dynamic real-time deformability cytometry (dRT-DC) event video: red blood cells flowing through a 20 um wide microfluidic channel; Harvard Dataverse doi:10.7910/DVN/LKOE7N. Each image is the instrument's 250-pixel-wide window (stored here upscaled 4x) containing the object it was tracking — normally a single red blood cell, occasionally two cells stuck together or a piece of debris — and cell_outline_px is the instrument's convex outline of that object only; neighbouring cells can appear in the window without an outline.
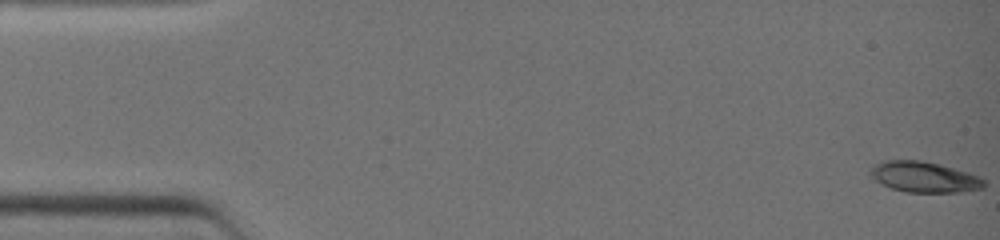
{"species": "common noctule bat (a hibernating species)", "species_latin": "Nyctalus noctula", "temperature_condition": "warm", "stored_images_in_passage": 40, "camera_frame_rate_fps": 3000, "um_per_image_px": 0.085, "animal": {"sex": "female", "body_mass_g": 19.0, "forearm_length_mm": 51.5}, "frame": {"image": 1, "passage_image": 1, "time_ms": 0.0, "image_size_px": [1000, 240], "cell_outline_px": [[984, 188], [960, 192], [904, 192], [892, 188], [876, 180], [868, 172], [872, 164], [884, 160], [920, 160], [940, 164], [968, 172], [980, 176], [984, 180]], "centroid_in_image_um": [78.55, 15.03], "position_along_channel_um": 6.5, "area_um2": 20.4}}
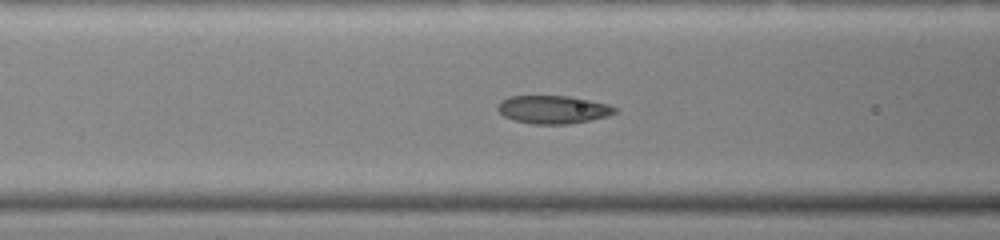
{"frame": {"image": 2, "passage_image": 17, "time_ms": 5.333, "image_size_px": [1000, 240], "cell_outline_px": [[616, 112], [608, 116], [568, 124], [532, 124], [516, 120], [504, 116], [496, 108], [500, 100], [508, 96], [568, 96], [608, 104], [616, 108]], "centroid_in_image_um": [46.98, 9.3], "position_along_channel_um": 119.6, "area_um2": 19.02}}
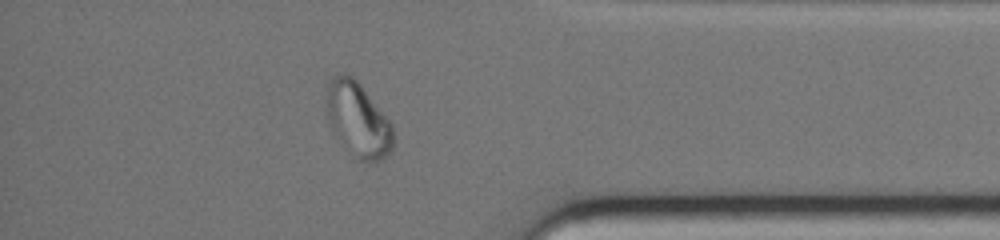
{"frame": {"image": 3, "passage_image": 35, "time_ms": 11.333, "image_size_px": [1000, 240], "cell_outline_px": [[392, 152], [380, 160], [360, 160], [356, 156], [328, 124], [328, 80], [336, 76], [352, 76], [360, 84], [392, 124]], "centroid_in_image_um": [30.46, 10.16], "position_along_channel_um": 404.7, "area_um2": 27.57}}